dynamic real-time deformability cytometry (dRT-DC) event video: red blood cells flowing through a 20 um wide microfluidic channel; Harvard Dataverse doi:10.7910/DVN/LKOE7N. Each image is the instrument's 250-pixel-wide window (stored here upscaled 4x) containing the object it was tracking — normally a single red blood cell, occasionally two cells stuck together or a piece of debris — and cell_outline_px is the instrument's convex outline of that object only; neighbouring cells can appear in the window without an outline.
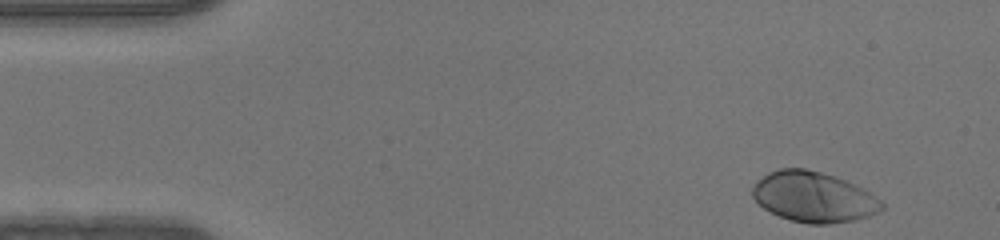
{"species": "human", "species_latin": "Homo sapiens", "temperature_condition": "warm", "stored_images_in_passage": 47, "camera_frame_rate_fps": 3000, "um_per_image_px": 0.085, "donor": {"sex": "male"}, "frame": {"image": 1, "passage_image": 1, "time_ms": 0.0, "image_size_px": [1000, 240], "cell_outline_px": [[884, 208], [868, 216], [852, 220], [828, 224], [808, 224], [792, 220], [780, 216], [764, 208], [752, 196], [752, 188], [756, 180], [768, 172], [780, 168], [804, 168], [836, 176], [868, 192], [880, 200], [884, 204]], "centroid_in_image_um": [69.12, 16.73], "position_along_channel_um": 15.9, "area_um2": 37.57}}
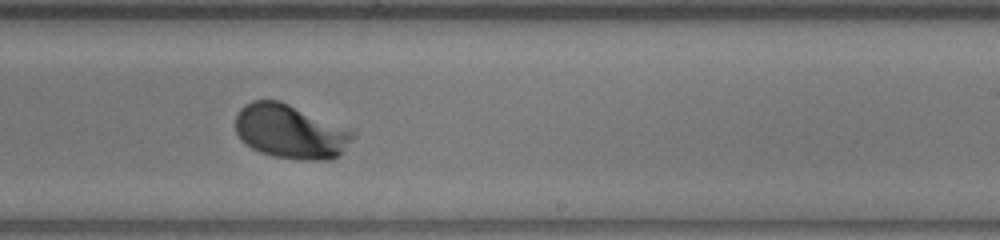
{"frame": {"image": 2, "passage_image": 27, "time_ms": 8.667, "image_size_px": [1000, 240], "cell_outline_px": [[356, 136], [340, 156], [332, 160], [300, 160], [272, 156], [260, 152], [244, 144], [240, 140], [236, 132], [236, 116], [240, 108], [244, 104], [252, 100], [280, 100], [356, 132]], "centroid_in_image_um": [24.68, 11.2], "position_along_channel_um": 264.3, "area_um2": 37.34}}
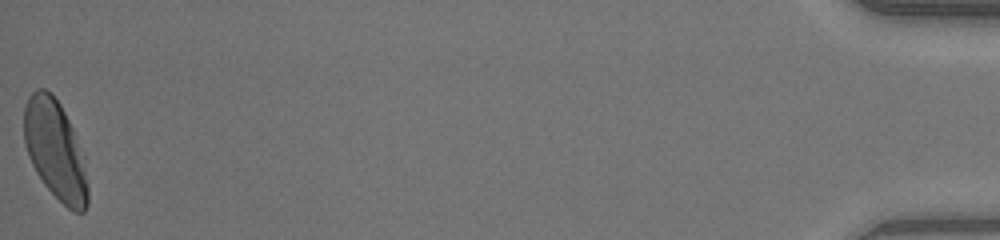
{"frame": {"image": 3, "passage_image": 47, "time_ms": 15.333, "image_size_px": [1000, 240], "cell_outline_px": [[88, 204], [84, 212], [76, 212], [68, 208], [44, 184], [36, 172], [32, 164], [24, 144], [24, 108], [28, 96], [36, 88], [44, 88], [52, 92], [60, 104], [72, 128], [84, 156], [88, 180]], "centroid_in_image_um": [4.7, 12.73], "position_along_channel_um": 430.5, "area_um2": 36.99}}